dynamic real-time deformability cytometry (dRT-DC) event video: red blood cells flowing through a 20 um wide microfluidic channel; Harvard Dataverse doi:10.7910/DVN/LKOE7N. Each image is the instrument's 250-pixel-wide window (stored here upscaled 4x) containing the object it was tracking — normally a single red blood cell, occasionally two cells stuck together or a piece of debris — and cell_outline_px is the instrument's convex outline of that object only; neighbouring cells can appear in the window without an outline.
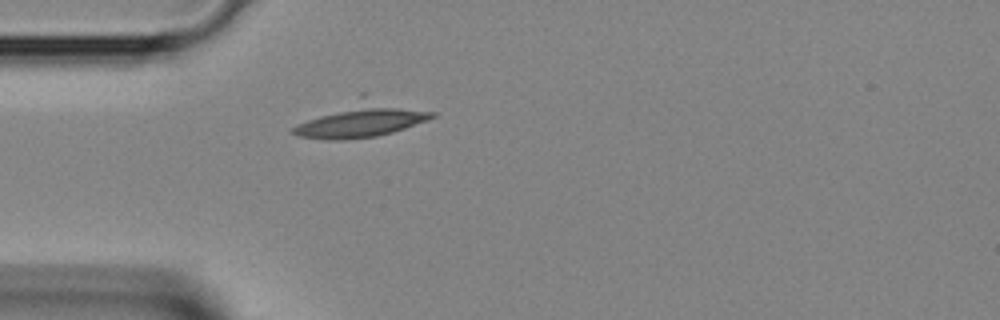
{"species": "Egyptian fruit bat (a non-hibernating species)", "species_latin": "Rousettus aegyptiacus", "temperature_condition": "room temperature", "stored_images_in_passage": 1, "camera_frame_rate_fps": 3000, "um_per_image_px": 0.085, "animal": {"sex": "female"}, "frame": {"image": 1, "passage_image": 1, "time_ms": 0.0, "image_size_px": [1000, 320], "cell_outline_px": [[436, 116], [428, 120], [392, 132], [376, 136], [344, 140], [328, 140], [300, 136], [288, 132], [296, 124], [360, 92], [364, 92], [436, 112]], "centroid_in_image_um": [30.72, 10.09], "position_along_channel_um": 54.3, "area_um2": 29.65}}